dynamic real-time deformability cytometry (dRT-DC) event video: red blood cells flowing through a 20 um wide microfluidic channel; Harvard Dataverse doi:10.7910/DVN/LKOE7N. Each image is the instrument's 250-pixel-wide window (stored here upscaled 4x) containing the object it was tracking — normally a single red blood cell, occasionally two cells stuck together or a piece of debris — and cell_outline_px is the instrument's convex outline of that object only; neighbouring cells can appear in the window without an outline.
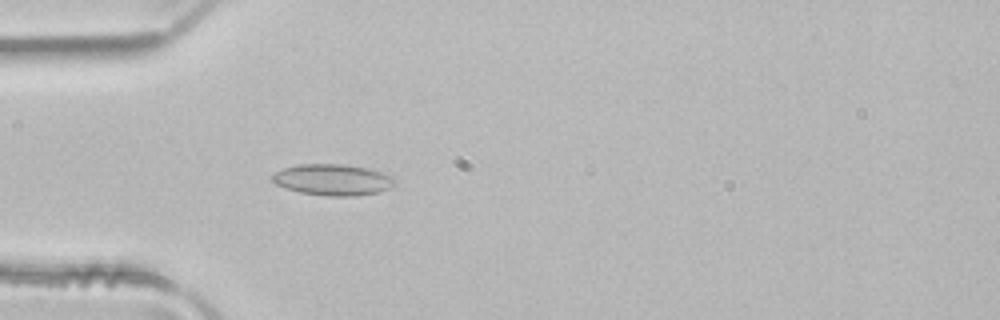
{"species": "common noctule bat (a hibernating species)", "species_latin": "Nyctalus noctula", "temperature_condition": "room temperature", "stored_images_in_passage": 2, "camera_frame_rate_fps": 3000, "um_per_image_px": 0.085, "animal": {"sex": "male", "body_mass_g": 21.5, "forearm_length_mm": 52.0}, "frame": {"image": 1, "passage_image": 2, "time_ms": 0.333, "image_size_px": [1000, 320], "cell_outline_px": [[396, 180], [388, 188], [376, 192], [356, 196], [328, 196], [300, 192], [284, 188], [276, 184], [268, 176], [272, 172], [284, 168], [300, 164], [344, 164], [368, 168], [392, 176]], "centroid_in_image_um": [28.21, 15.27], "position_along_channel_um": 56.8, "area_um2": 22.31}}